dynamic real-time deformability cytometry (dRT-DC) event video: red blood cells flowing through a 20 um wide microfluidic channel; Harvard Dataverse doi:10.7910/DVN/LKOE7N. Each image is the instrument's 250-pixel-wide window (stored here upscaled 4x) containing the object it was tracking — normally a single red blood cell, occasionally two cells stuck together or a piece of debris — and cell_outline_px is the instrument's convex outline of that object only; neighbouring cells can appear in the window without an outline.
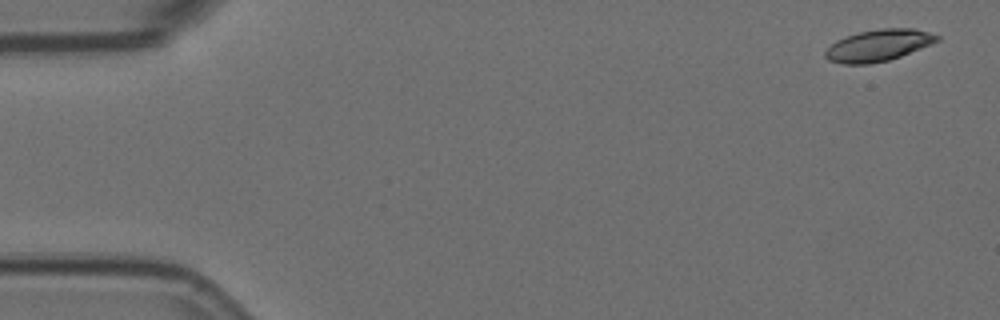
{"species": "Egyptian fruit bat (a non-hibernating species)", "species_latin": "Rousettus aegyptiacus", "temperature_condition": "room temperature", "stored_images_in_passage": 4, "camera_frame_rate_fps": 3000, "um_per_image_px": 0.085, "animal": {"sex": "female"}, "frame": {"image": 1, "passage_image": 1, "time_ms": 0.0, "image_size_px": [1000, 320], "cell_outline_px": [[940, 40], [932, 44], [900, 56], [888, 60], [868, 64], [844, 64], [828, 60], [824, 56], [824, 52], [836, 40], [860, 32], [880, 28], [912, 28], [928, 32], [940, 36]], "centroid_in_image_um": [74.67, 3.86], "position_along_channel_um": 10.3, "area_um2": 20.46}}